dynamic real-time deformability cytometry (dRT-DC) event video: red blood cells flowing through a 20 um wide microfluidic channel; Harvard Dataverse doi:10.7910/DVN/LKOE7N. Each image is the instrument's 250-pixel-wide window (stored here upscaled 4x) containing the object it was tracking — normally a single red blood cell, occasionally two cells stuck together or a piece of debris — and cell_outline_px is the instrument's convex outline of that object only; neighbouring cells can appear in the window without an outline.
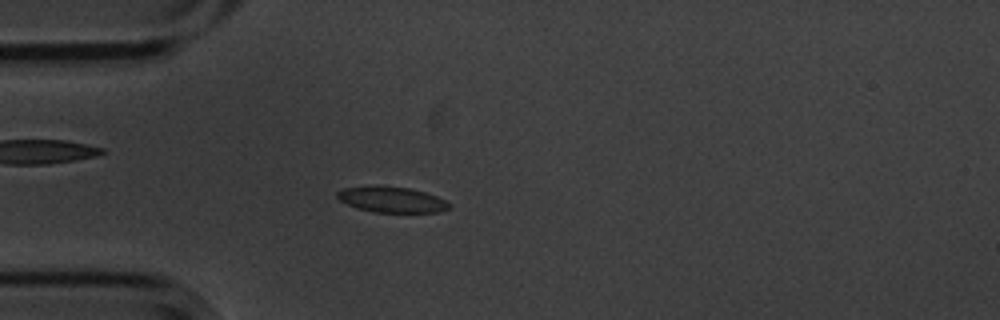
{"species": "common noctule bat (a hibernating species)", "species_latin": "Nyctalus noctula", "temperature_condition": "cold", "stored_images_in_passage": 55, "camera_frame_rate_fps": 3000, "um_per_image_px": 0.085, "animal": {"sex": "male", "body_mass_g": 20.1, "forearm_length_mm": 53.5}, "frame": {"image": 1, "passage_image": 15, "time_ms": 4.667, "image_size_px": [1000, 320], "cell_outline_px": [[452, 208], [440, 212], [372, 212], [356, 208], [340, 200], [336, 196], [336, 192], [344, 188], [376, 184], [408, 188], [424, 192], [436, 196], [452, 204]], "centroid_in_image_um": [33.29, 16.95], "position_along_channel_um": 51.7, "area_um2": 17.05}}
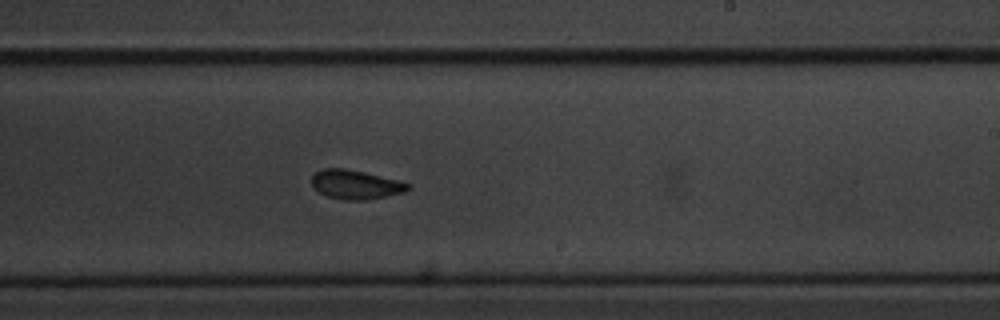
{"frame": {"image": 2, "passage_image": 33, "time_ms": 10.667, "image_size_px": [1000, 320], "cell_outline_px": [[412, 188], [404, 192], [364, 200], [344, 200], [328, 196], [312, 188], [312, 176], [316, 172], [324, 168], [344, 168], [364, 172], [412, 184]], "centroid_in_image_um": [30.22, 15.68], "position_along_channel_um": 258.8, "area_um2": 16.18}}
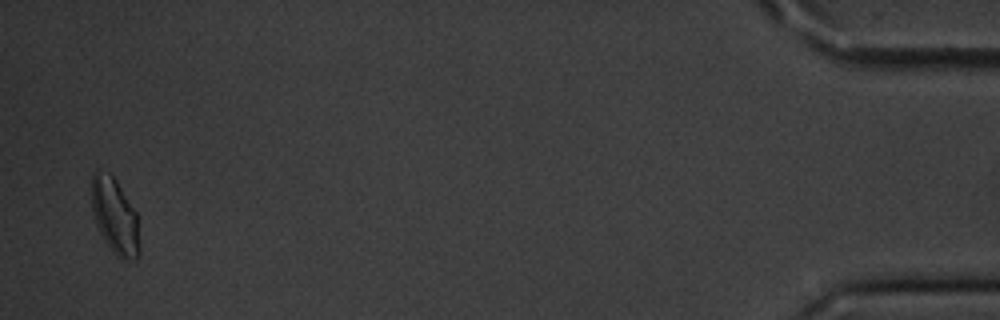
{"frame": {"image": 3, "passage_image": 54, "time_ms": 17.667, "image_size_px": [1000, 320], "cell_outline_px": [[140, 256], [136, 260], [120, 260], [112, 252], [104, 240], [96, 224], [92, 212], [92, 172], [96, 168], [100, 168], [108, 172], [116, 180], [136, 212], [140, 248]], "centroid_in_image_um": [9.76, 18.39], "position_along_channel_um": 425.4, "area_um2": 21.5}, "authors_computed_cell_mechanics": {"area_um2": 16.9354, "velocity_mm_per_s": 3.5954, "shape_relaxation_time_tau1_ms": null, "shape_relaxation_time_tau2_ms": 1.1025, "deformation_change_tau1": null, "deformation_change_tau2": 0.0642}}